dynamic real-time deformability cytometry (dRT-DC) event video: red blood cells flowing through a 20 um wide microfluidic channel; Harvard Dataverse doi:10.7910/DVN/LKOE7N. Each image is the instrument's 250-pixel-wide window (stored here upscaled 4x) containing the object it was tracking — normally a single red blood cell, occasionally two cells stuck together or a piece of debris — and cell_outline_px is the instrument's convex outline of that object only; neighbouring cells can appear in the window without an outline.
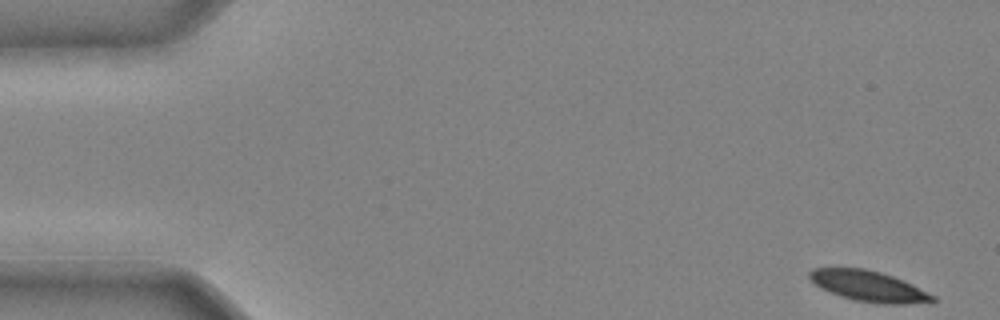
{"species": "common noctule bat (a hibernating species)", "species_latin": "Nyctalus noctula", "temperature_condition": "cold", "stored_images_in_passage": 42, "camera_frame_rate_fps": 3000, "um_per_image_px": 0.085, "animal": {"sex": "male", "body_mass_g": 20.4}, "frame": {"image": 1, "passage_image": 1, "time_ms": 0.0, "image_size_px": [1000, 320], "cell_outline_px": [[936, 300], [932, 304], [884, 304], [856, 300], [840, 296], [820, 288], [808, 276], [808, 272], [812, 268], [864, 268], [880, 272], [904, 280], [936, 296]], "centroid_in_image_um": [73.9, 24.34], "position_along_channel_um": 11.1, "area_um2": 22.2}}
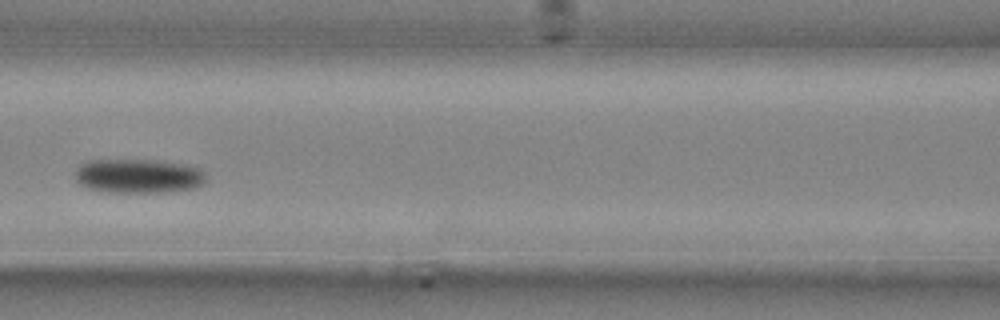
{"frame": {"image": 2, "passage_image": 19, "time_ms": 6.0, "image_size_px": [1000, 320], "cell_outline_px": [[208, 176], [204, 184], [196, 188], [164, 192], [108, 192], [88, 188], [80, 184], [76, 180], [76, 168], [80, 164], [88, 160], [156, 160], [184, 164], [200, 168]], "centroid_in_image_um": [11.8, 14.96], "position_along_channel_um": 154.8, "area_um2": 26.36}}
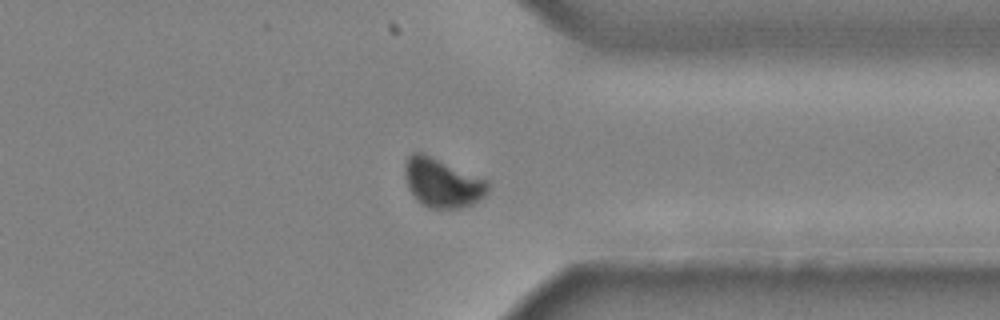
{"frame": {"image": 3, "passage_image": 34, "time_ms": 11.0, "image_size_px": [1000, 320], "cell_outline_px": [[488, 192], [484, 196], [472, 204], [460, 208], [428, 208], [420, 204], [416, 200], [408, 188], [404, 172], [404, 164], [408, 156], [412, 152], [420, 152], [488, 180]], "centroid_in_image_um": [37.56, 15.55], "position_along_channel_um": 373.8, "area_um2": 23.64}}